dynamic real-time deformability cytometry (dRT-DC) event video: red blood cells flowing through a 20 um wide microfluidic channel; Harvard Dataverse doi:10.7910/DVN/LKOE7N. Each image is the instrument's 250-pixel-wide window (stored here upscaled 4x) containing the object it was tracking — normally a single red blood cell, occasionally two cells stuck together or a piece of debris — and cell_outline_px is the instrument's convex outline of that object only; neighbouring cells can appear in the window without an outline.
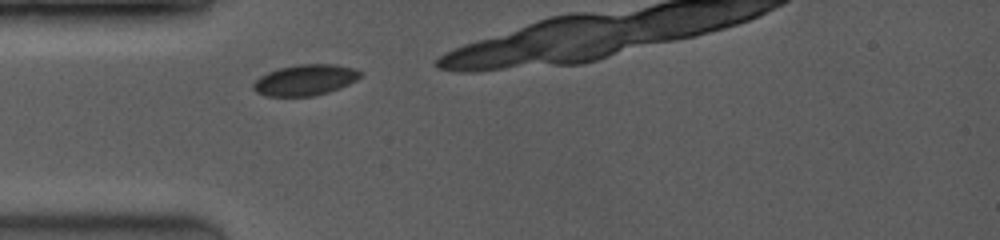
{"species": "common noctule bat (a hibernating species)", "species_latin": "Nyctalus noctula", "temperature_condition": "room temperature", "stored_images_in_passage": 1, "camera_frame_rate_fps": 3500, "um_per_image_px": 0.085, "animal": {"sex": "female", "body_mass_g": 19.0, "forearm_length_mm": 53.3}, "frame": {"image": 1, "passage_image": 1, "time_ms": 0.0, "image_size_px": [1000, 240], "cell_outline_px": [[364, 72], [356, 80], [340, 88], [316, 96], [264, 96], [256, 92], [252, 88], [252, 84], [260, 76], [268, 72], [280, 68], [300, 64], [336, 64], [356, 68]], "centroid_in_image_um": [25.96, 6.8], "position_along_channel_um": 59.0, "area_um2": 19.42}}